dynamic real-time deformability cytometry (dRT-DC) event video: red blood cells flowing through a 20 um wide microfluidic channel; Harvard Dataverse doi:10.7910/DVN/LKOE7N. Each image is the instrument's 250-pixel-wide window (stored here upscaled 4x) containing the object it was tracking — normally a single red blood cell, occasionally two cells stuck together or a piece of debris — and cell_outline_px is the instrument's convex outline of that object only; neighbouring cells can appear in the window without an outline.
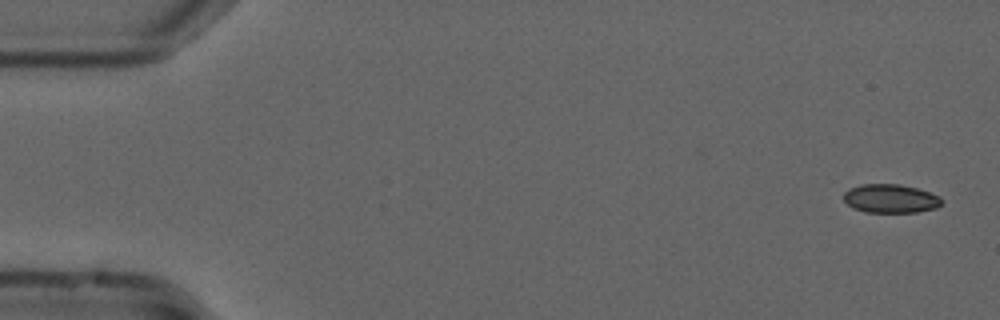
{"species": "common noctule bat (a hibernating species)", "species_latin": "Nyctalus noctula", "temperature_condition": "cold", "stored_images_in_passage": 54, "camera_frame_rate_fps": 3000, "um_per_image_px": 0.085, "animal": {"sex": "male", "forearm_length_mm": 52.5}, "frame": {"image": 1, "passage_image": 1, "time_ms": 0.0, "image_size_px": [1000, 320], "cell_outline_px": [[940, 204], [936, 208], [916, 212], [864, 212], [852, 208], [844, 200], [844, 192], [852, 188], [864, 184], [896, 184], [916, 188], [940, 196]], "centroid_in_image_um": [75.67, 16.89], "position_along_channel_um": 9.3, "area_um2": 16.13}}
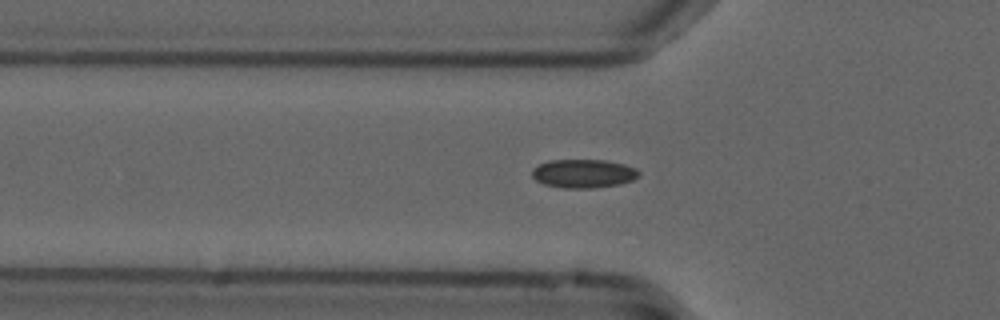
{"frame": {"image": 2, "passage_image": 17, "time_ms": 5.333, "image_size_px": [1000, 320], "cell_outline_px": [[640, 176], [632, 180], [620, 184], [592, 188], [564, 188], [544, 184], [536, 180], [532, 176], [532, 168], [548, 160], [604, 160], [624, 164], [636, 168], [640, 172]], "centroid_in_image_um": [49.6, 14.75], "position_along_channel_um": 76.2, "area_um2": 17.86}}
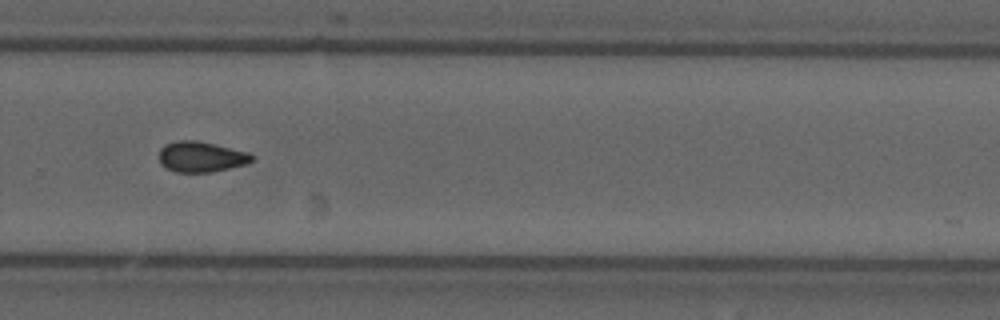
{"frame": {"image": 3, "passage_image": 36, "time_ms": 11.667, "image_size_px": [1000, 320], "cell_outline_px": [[256, 160], [248, 164], [212, 172], [176, 172], [160, 164], [160, 148], [164, 144], [176, 140], [196, 140], [248, 152], [256, 156]], "centroid_in_image_um": [17.14, 13.32], "position_along_channel_um": 312.7, "area_um2": 16.7}, "authors_computed_cell_mechanics": {"area_um2": 16.6175, "velocity_mm_per_s": 3.7365, "shape_relaxation_time_tau1_ms": null, "shape_relaxation_time_tau2_ms": 3.0879, "deformation_change_tau1": null, "deformation_change_tau2": 0.0738}}